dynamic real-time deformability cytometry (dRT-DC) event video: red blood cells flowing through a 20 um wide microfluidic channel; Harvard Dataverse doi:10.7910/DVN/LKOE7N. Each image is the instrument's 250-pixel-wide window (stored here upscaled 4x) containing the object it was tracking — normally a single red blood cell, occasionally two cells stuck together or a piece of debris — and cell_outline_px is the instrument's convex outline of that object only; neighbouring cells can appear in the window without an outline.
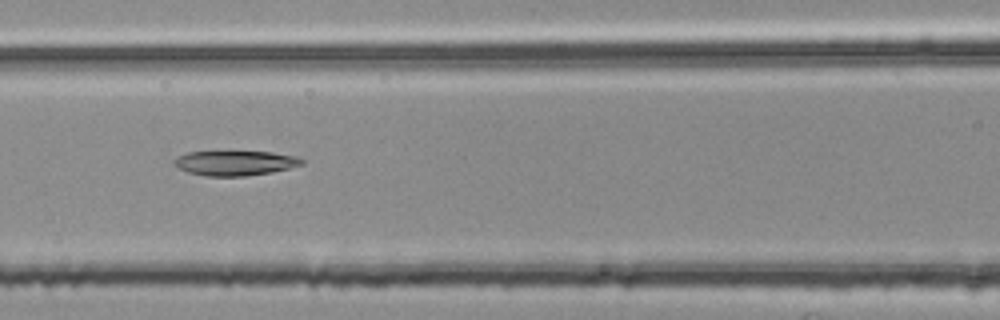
{"species": "common noctule bat (a hibernating species)", "species_latin": "Nyctalus noctula", "temperature_condition": "room temperature", "stored_images_in_passage": 6, "camera_frame_rate_fps": 3000, "um_per_image_px": 0.085, "animal": {"sex": "female", "body_mass_g": 25.1}, "frame": {"image": 1, "passage_image": 5, "time_ms": 1.333, "image_size_px": [1000, 320], "cell_outline_px": [[304, 164], [288, 168], [268, 172], [244, 176], [204, 176], [188, 172], [180, 168], [172, 160], [188, 152], [228, 148], [272, 152], [296, 156], [304, 160]], "centroid_in_image_um": [19.97, 13.79], "position_along_channel_um": 146.6, "area_um2": 19.31}}
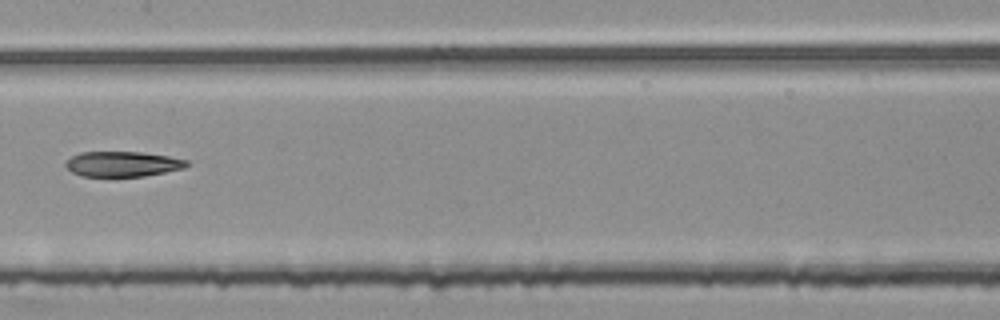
{"frame": {"image": 2, "passage_image": 6, "time_ms": 1.667, "image_size_px": [1000, 320], "cell_outline_px": [[188, 164], [184, 168], [144, 176], [80, 176], [72, 172], [64, 164], [72, 156], [80, 152], [144, 152], [168, 156], [188, 160]], "centroid_in_image_um": [10.42, 13.93], "position_along_channel_um": 197.0, "area_um2": 17.69}}